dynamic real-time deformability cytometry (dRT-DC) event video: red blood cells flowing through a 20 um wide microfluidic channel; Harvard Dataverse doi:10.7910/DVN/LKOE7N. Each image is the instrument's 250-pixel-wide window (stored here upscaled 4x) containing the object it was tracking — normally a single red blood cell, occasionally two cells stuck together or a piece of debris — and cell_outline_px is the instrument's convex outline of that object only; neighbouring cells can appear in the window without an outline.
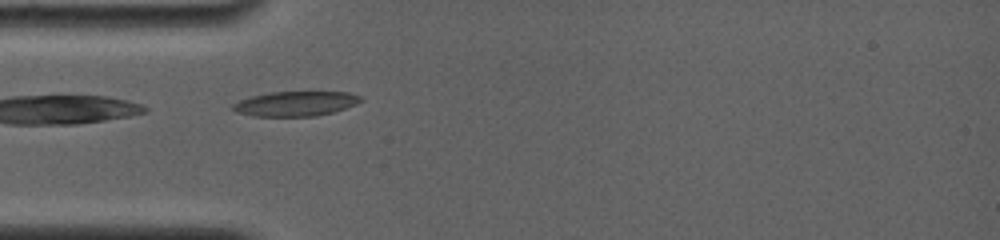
{"species": "common noctule bat (a hibernating species)", "species_latin": "Nyctalus noctula", "temperature_condition": "room temperature", "stored_images_in_passage": 39, "camera_frame_rate_fps": 4000, "um_per_image_px": 0.085, "animal": {"sex": "female", "body_mass_g": 19.0, "forearm_length_mm": 56.7}, "frame": {"image": 1, "passage_image": 1, "time_ms": 0.0, "image_size_px": [1000, 240], "cell_outline_px": [[364, 100], [356, 104], [332, 112], [316, 116], [256, 116], [236, 112], [232, 108], [232, 104], [240, 100], [252, 96], [268, 92], [348, 92], [360, 96]], "centroid_in_image_um": [25.12, 8.81], "position_along_channel_um": 59.9, "area_um2": 18.32}}
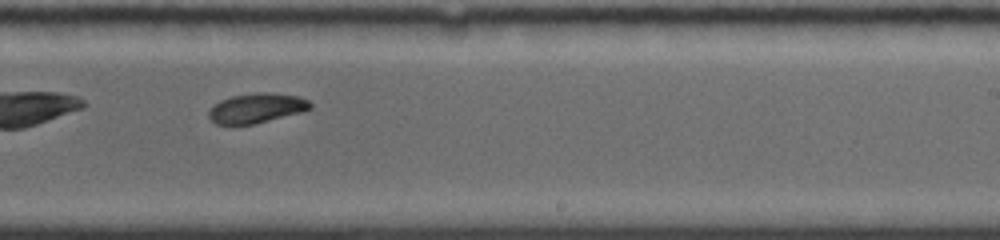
{"frame": {"image": 2, "passage_image": 13, "time_ms": 5.5, "image_size_px": [1000, 240], "cell_outline_px": [[312, 108], [304, 112], [252, 124], [216, 124], [208, 116], [208, 112], [220, 100], [232, 96], [260, 92], [268, 92], [300, 96], [308, 100], [312, 104]], "centroid_in_image_um": [21.86, 9.18], "position_along_channel_um": 267.1, "area_um2": 17.51}}
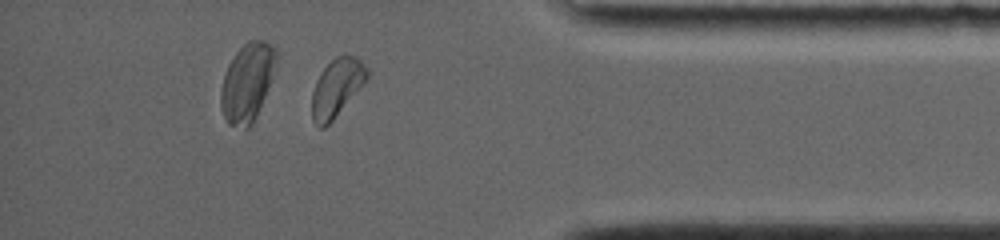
{"frame": {"image": 3, "passage_image": 31, "time_ms": 9.5, "image_size_px": [1000, 240], "cell_outline_px": [[368, 80], [332, 120], [324, 128], [320, 128], [312, 120], [312, 92], [316, 80], [320, 72], [336, 56], [356, 56], [368, 68]], "centroid_in_image_um": [28.63, 7.45], "position_along_channel_um": 406.6, "area_um2": 18.5}, "authors_computed_cell_mechanics": {"area_um2": 18.0336, "velocity_mm_per_s": 3.8079, "shape_relaxation_time_tau1_ms": 3.6175, "shape_relaxation_time_tau2_ms": 8.1825, "deformation_change_tau1": 0.1231, "deformation_change_tau2": 0.1168}}